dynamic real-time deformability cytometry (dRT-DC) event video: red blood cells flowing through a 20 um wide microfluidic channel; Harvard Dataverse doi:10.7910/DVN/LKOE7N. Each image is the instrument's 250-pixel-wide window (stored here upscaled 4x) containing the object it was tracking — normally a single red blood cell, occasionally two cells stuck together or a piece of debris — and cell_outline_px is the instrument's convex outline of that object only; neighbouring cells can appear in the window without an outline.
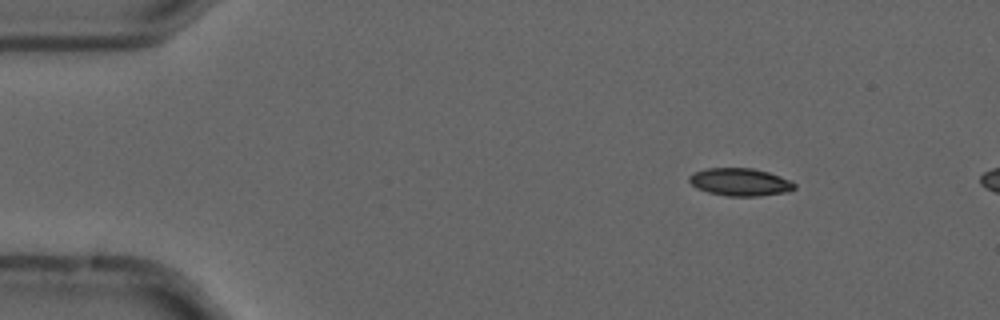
{"species": "common noctule bat (a hibernating species)", "species_latin": "Nyctalus noctula", "temperature_condition": "cold", "stored_images_in_passage": 13, "camera_frame_rate_fps": 3000, "um_per_image_px": 0.085, "animal": {"sex": "male", "forearm_length_mm": 52.5}, "frame": {"image": 1, "passage_image": 8, "time_ms": 2.333, "image_size_px": [1000, 320], "cell_outline_px": [[796, 188], [788, 192], [760, 196], [728, 196], [708, 192], [696, 188], [688, 180], [688, 176], [692, 172], [708, 168], [752, 168], [768, 172], [780, 176], [796, 184]], "centroid_in_image_um": [62.89, 15.47], "position_along_channel_um": 22.1, "area_um2": 17.05}}